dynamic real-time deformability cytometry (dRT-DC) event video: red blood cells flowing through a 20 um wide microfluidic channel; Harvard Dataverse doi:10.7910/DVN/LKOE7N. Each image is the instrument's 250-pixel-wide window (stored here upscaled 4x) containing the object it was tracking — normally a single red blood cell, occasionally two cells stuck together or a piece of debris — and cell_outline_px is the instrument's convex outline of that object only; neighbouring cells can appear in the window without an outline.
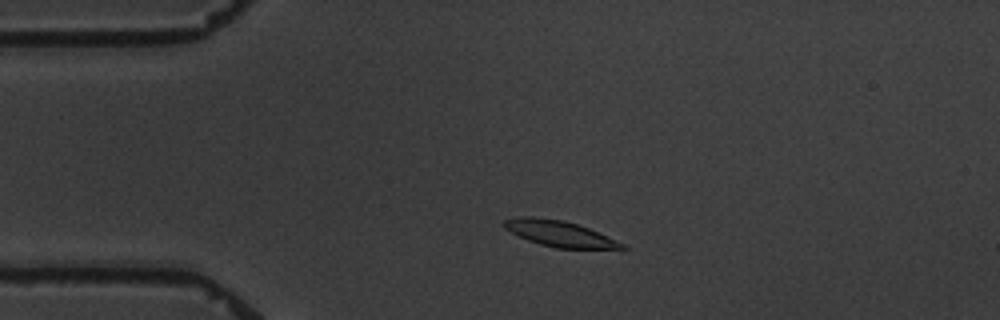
{"species": "common noctule bat (a hibernating species)", "species_latin": "Nyctalus noctula", "temperature_condition": "warm", "stored_images_in_passage": 4, "camera_frame_rate_fps": 3000, "um_per_image_px": 0.085, "animal": {"sex": "male", "body_mass_g": 19.5, "forearm_length_mm": 54.6}, "frame": {"image": 1, "passage_image": 3, "time_ms": 2.333, "image_size_px": [1000, 320], "cell_outline_px": [[628, 248], [556, 248], [540, 244], [528, 240], [504, 228], [504, 220], [520, 216], [532, 216], [564, 220], [588, 228], [616, 240], [624, 244]], "centroid_in_image_um": [47.52, 19.84], "position_along_channel_um": 37.5, "area_um2": 17.4}}